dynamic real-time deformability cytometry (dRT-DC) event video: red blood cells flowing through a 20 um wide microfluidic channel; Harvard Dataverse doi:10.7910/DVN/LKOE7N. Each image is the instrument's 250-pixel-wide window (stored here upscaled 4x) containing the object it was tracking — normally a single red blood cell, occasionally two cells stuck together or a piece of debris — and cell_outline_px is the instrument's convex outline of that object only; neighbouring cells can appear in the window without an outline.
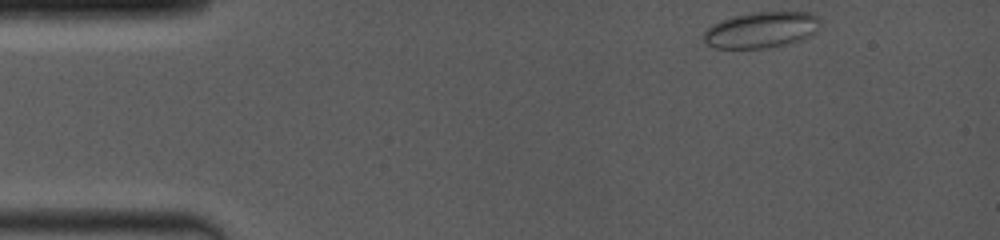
{"species": "common noctule bat (a hibernating species)", "species_latin": "Nyctalus noctula", "temperature_condition": "room temperature", "stored_images_in_passage": 38, "camera_frame_rate_fps": 4000, "um_per_image_px": 0.085, "animal": {"sex": "female", "body_mass_g": 19.0, "forearm_length_mm": 53.3}, "frame": {"image": 1, "passage_image": 1, "time_ms": 0.0, "image_size_px": [1000, 240], "cell_outline_px": [[820, 20], [812, 32], [804, 40], [772, 48], [712, 48], [704, 40], [704, 32], [712, 24], [720, 20], [732, 16], [752, 12], [808, 12], [816, 16]], "centroid_in_image_um": [64.66, 2.55], "position_along_channel_um": 20.3, "area_um2": 24.45}}
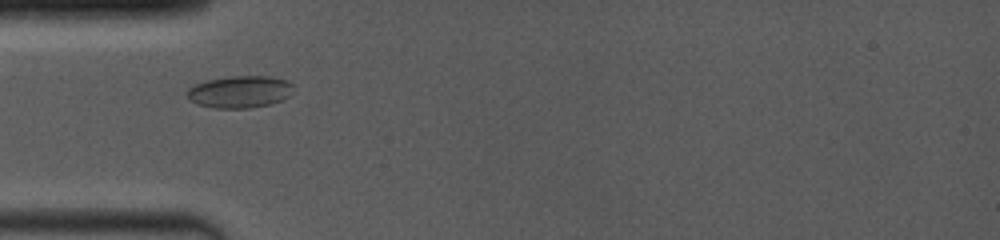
{"frame": {"image": 2, "passage_image": 14, "time_ms": 3.25, "image_size_px": [1000, 240], "cell_outline_px": [[292, 84], [288, 96], [280, 100], [268, 104], [248, 108], [212, 108], [196, 104], [188, 100], [184, 92], [192, 84], [208, 80], [232, 76], [268, 76], [288, 80]], "centroid_in_image_um": [20.28, 7.8], "position_along_channel_um": 64.7, "area_um2": 19.94}}
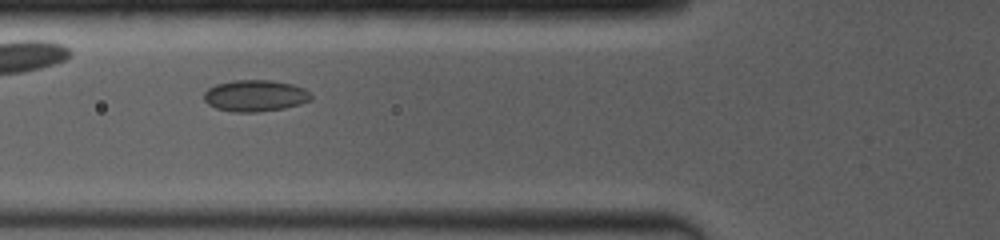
{"frame": {"image": 3, "passage_image": 18, "time_ms": 4.25, "image_size_px": [1000, 240], "cell_outline_px": [[312, 100], [300, 104], [284, 108], [256, 112], [232, 112], [216, 108], [208, 104], [204, 100], [204, 92], [208, 88], [216, 84], [232, 80], [272, 80], [292, 84], [304, 88], [312, 96]], "centroid_in_image_um": [21.68, 8.13], "position_along_channel_um": 104.1, "area_um2": 19.77}}